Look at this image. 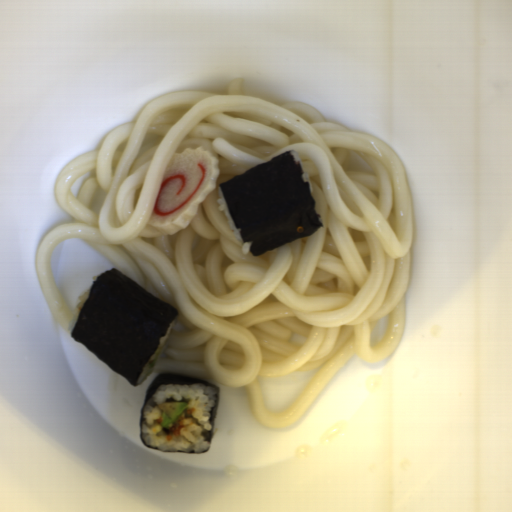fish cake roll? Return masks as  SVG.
<instances>
[{"label": "fish cake roll", "instance_id": "1", "mask_svg": "<svg viewBox=\"0 0 512 512\" xmlns=\"http://www.w3.org/2000/svg\"><path fill=\"white\" fill-rule=\"evenodd\" d=\"M219 159L205 147L174 153L163 173L147 224L163 234L187 228L198 205L216 189Z\"/></svg>", "mask_w": 512, "mask_h": 512}]
</instances>
